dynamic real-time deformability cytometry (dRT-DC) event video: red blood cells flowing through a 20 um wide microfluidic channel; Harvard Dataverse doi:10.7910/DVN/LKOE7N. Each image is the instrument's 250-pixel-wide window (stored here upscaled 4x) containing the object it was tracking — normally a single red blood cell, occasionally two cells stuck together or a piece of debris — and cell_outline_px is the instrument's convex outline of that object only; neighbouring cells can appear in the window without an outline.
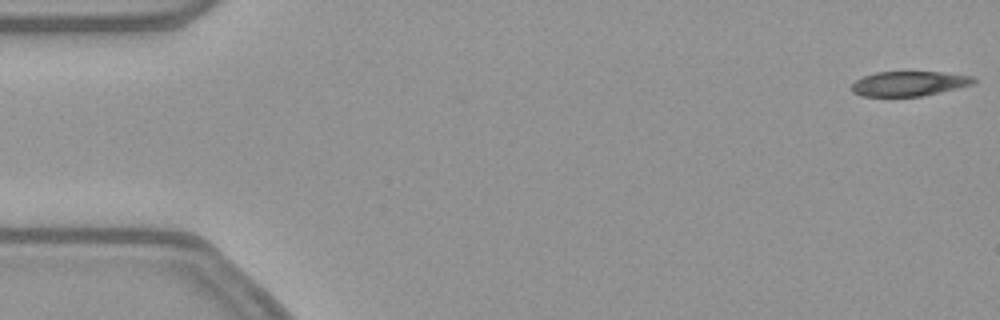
{"species": "common noctule bat (a hibernating species)", "species_latin": "Nyctalus noctula", "temperature_condition": "warm", "stored_images_in_passage": 53, "camera_frame_rate_fps": 3000, "um_per_image_px": 0.085, "animal": {"sex": "female", "body_mass_g": 21.9}, "frame": {"image": 1, "passage_image": 1, "time_ms": 0.0, "image_size_px": [1000, 320], "cell_outline_px": [[976, 80], [972, 84], [940, 92], [920, 96], [860, 96], [852, 92], [852, 84], [856, 80], [864, 76], [876, 72], [940, 72], [972, 76]], "centroid_in_image_um": [77.23, 7.11], "position_along_channel_um": 7.8, "area_um2": 17.4}}
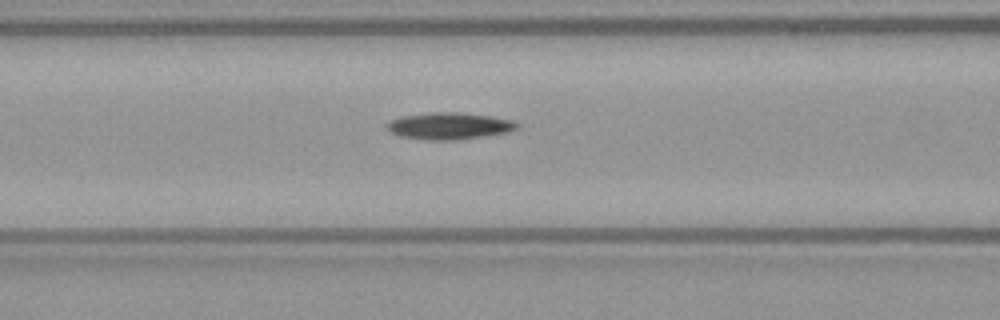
{"frame": {"image": 2, "passage_image": 21, "time_ms": 6.667, "image_size_px": [1000, 320], "cell_outline_px": [[520, 128], [508, 132], [456, 140], [424, 140], [400, 136], [388, 132], [384, 124], [388, 120], [404, 116], [428, 112], [456, 112], [492, 116], [512, 120], [520, 124]], "centroid_in_image_um": [38.14, 10.7], "position_along_channel_um": 128.5, "area_um2": 20.63}}
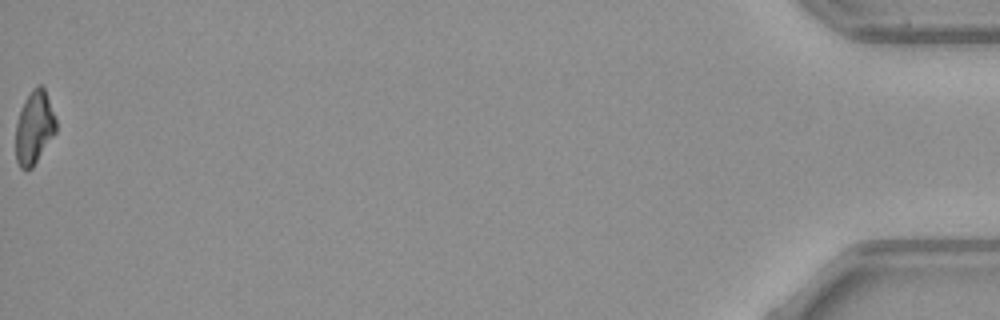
{"frame": {"image": 3, "passage_image": 53, "time_ms": 17.333, "image_size_px": [1000, 320], "cell_outline_px": [[56, 132], [32, 168], [20, 168], [16, 160], [16, 124], [20, 108], [32, 88], [36, 84], [40, 84], [44, 88], [56, 116]], "centroid_in_image_um": [2.92, 10.81], "position_along_channel_um": 432.3, "area_um2": 17.22}}